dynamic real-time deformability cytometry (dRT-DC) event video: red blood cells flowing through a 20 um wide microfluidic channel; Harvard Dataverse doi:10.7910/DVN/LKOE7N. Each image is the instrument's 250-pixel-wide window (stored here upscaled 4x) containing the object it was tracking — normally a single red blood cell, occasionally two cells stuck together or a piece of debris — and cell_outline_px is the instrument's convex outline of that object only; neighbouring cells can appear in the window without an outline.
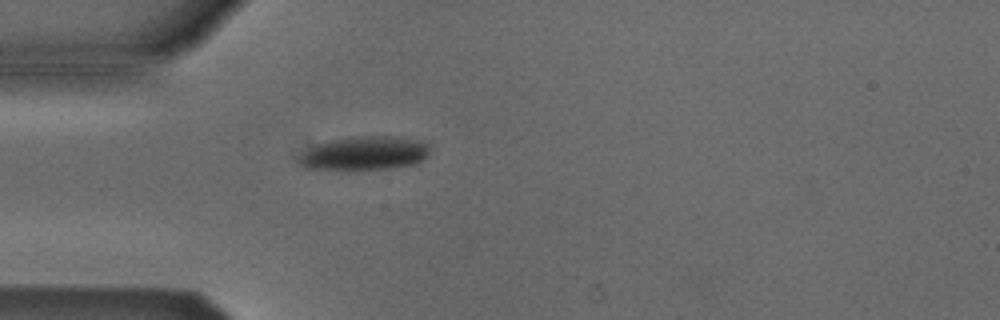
{"species": "Egyptian fruit bat (a non-hibernating species)", "species_latin": "Rousettus aegyptiacus", "temperature_condition": "cold", "stored_images_in_passage": 1, "camera_frame_rate_fps": 3000, "um_per_image_px": 0.085, "animal": {"sex": "male"}, "frame": {"image": 1, "passage_image": 1, "time_ms": 0.0, "image_size_px": [1000, 320], "cell_outline_px": [[428, 156], [424, 160], [416, 164], [388, 168], [308, 168], [300, 160], [300, 156], [316, 144], [332, 140], [352, 136], [400, 136], [420, 140], [428, 144]], "centroid_in_image_um": [31.12, 12.98], "position_along_channel_um": 53.9, "area_um2": 25.09}}